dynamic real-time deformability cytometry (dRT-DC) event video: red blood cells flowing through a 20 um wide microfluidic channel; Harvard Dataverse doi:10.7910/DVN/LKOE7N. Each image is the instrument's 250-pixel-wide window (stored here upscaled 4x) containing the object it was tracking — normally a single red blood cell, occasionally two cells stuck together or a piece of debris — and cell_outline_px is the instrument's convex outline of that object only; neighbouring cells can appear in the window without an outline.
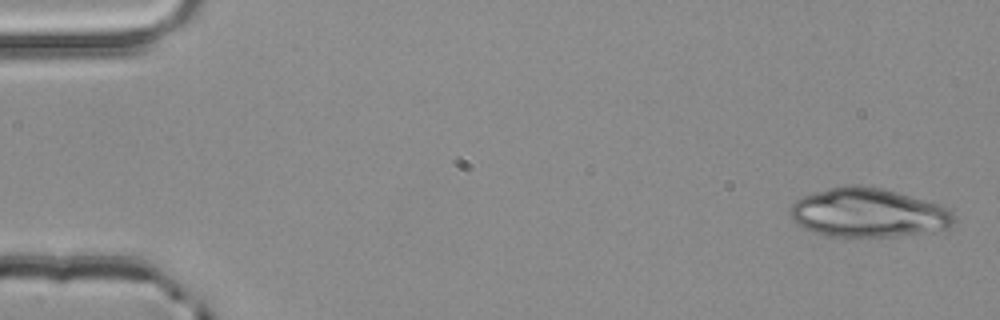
{"species": "common noctule bat (a hibernating species)", "species_latin": "Nyctalus noctula", "temperature_condition": "room temperature", "stored_images_in_passage": 4, "camera_frame_rate_fps": 3000, "um_per_image_px": 0.085, "animal": {"sex": "male", "body_mass_g": 20.4}, "frame": {"image": 1, "passage_image": 1, "time_ms": 0.0, "image_size_px": [1000, 320], "cell_outline_px": [[956, 224], [948, 232], [892, 236], [824, 236], [812, 232], [804, 228], [792, 216], [792, 204], [796, 200], [804, 196], [828, 188], [844, 184], [856, 184], [884, 188], [940, 204], [948, 208], [956, 216]], "centroid_in_image_um": [73.95, 18.09], "position_along_channel_um": 11.1, "area_um2": 47.51}}